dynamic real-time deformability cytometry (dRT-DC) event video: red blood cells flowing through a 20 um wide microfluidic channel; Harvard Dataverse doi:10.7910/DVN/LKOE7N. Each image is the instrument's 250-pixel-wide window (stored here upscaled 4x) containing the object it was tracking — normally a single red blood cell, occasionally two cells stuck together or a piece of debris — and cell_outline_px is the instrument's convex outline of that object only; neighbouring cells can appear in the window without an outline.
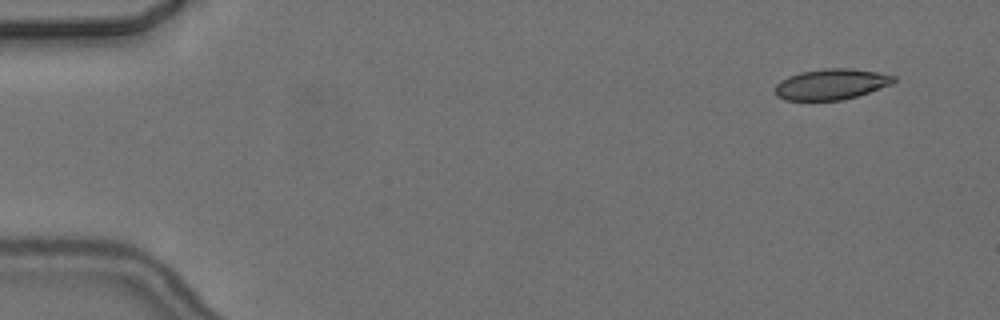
{"species": "common noctule bat (a hibernating species)", "species_latin": "Nyctalus noctula", "temperature_condition": "cold", "stored_images_in_passage": 4, "camera_frame_rate_fps": 3000, "um_per_image_px": 0.085, "animal": {"sex": "female", "body_mass_g": 24.6, "forearm_length_mm": 56.2}, "frame": {"image": 1, "passage_image": 1, "time_ms": 0.0, "image_size_px": [1000, 320], "cell_outline_px": [[896, 80], [892, 84], [856, 96], [840, 100], [784, 100], [776, 96], [776, 84], [780, 80], [788, 76], [800, 72], [824, 68], [848, 68], [876, 72], [896, 76]], "centroid_in_image_um": [70.63, 7.15], "position_along_channel_um": 14.4, "area_um2": 21.15}}
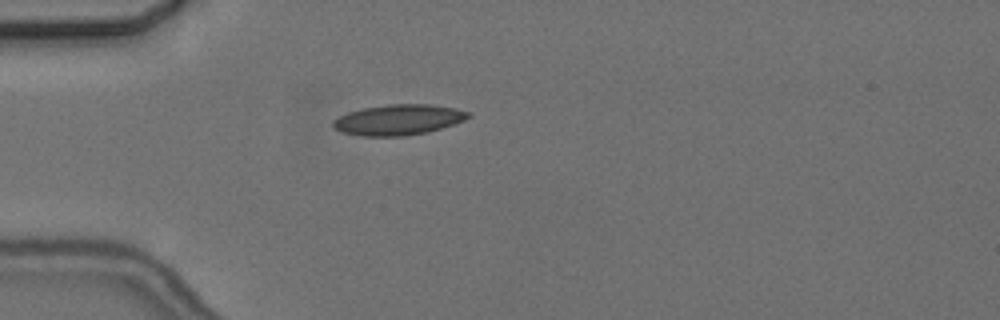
{"frame": {"image": 2, "passage_image": 4, "time_ms": 4.0, "image_size_px": [1000, 320], "cell_outline_px": [[472, 116], [464, 120], [428, 132], [404, 136], [364, 136], [344, 132], [332, 128], [332, 120], [348, 112], [364, 108], [388, 104], [432, 104], [456, 108], [472, 112]], "centroid_in_image_um": [33.89, 10.17], "position_along_channel_um": 51.1, "area_um2": 24.1}}